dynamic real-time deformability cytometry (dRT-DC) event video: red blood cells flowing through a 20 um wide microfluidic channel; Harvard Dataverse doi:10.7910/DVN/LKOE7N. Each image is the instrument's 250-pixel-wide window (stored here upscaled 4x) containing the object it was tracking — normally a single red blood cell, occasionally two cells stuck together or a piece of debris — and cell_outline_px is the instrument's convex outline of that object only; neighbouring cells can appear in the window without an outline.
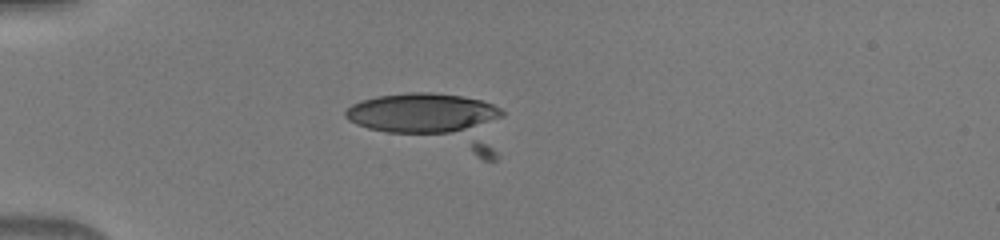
{"species": "human", "species_latin": "Homo sapiens", "temperature_condition": "warm", "stored_images_in_passage": 36, "camera_frame_rate_fps": 3000, "um_per_image_px": 0.085, "donor": {"sex": "male"}, "frame": {"image": 1, "passage_image": 1, "time_ms": 0.0, "image_size_px": [1000, 240], "cell_outline_px": [[504, 116], [464, 128], [448, 132], [388, 132], [368, 128], [356, 124], [348, 120], [344, 116], [344, 112], [352, 104], [360, 100], [380, 96], [408, 92], [428, 92], [460, 96], [480, 100], [492, 104], [500, 108], [504, 112]], "centroid_in_image_um": [35.78, 9.57], "position_along_channel_um": 49.2, "area_um2": 35.03}}
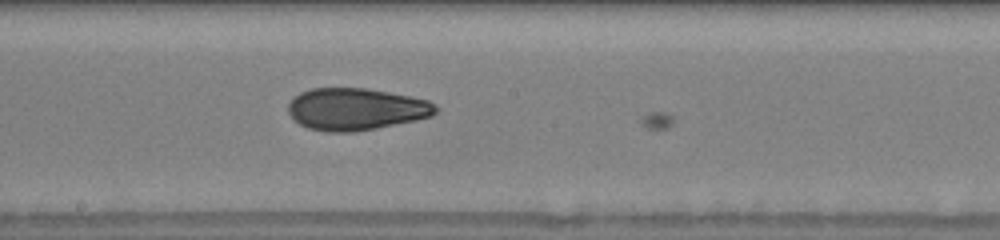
{"frame": {"image": 2, "passage_image": 15, "time_ms": 4.667, "image_size_px": [1000, 240], "cell_outline_px": [[440, 108], [432, 116], [416, 120], [376, 128], [352, 132], [328, 132], [308, 128], [300, 124], [288, 112], [288, 104], [300, 92], [312, 88], [364, 88], [412, 96], [428, 100], [436, 104]], "centroid_in_image_um": [30.29, 9.27], "position_along_channel_um": 217.9, "area_um2": 36.13}}
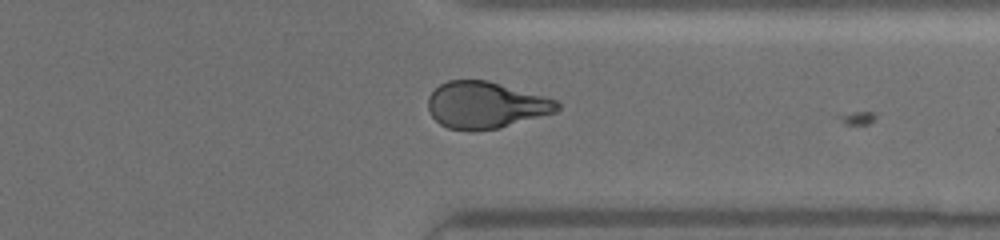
{"frame": {"image": 3, "passage_image": 26, "time_ms": 8.333, "image_size_px": [1000, 240], "cell_outline_px": [[560, 108], [556, 112], [500, 128], [472, 132], [448, 128], [440, 124], [432, 116], [428, 108], [428, 96], [440, 84], [448, 80], [488, 80], [544, 96], [556, 100], [560, 104]], "centroid_in_image_um": [41.27, 8.94], "position_along_channel_um": 370.1, "area_um2": 35.32}}